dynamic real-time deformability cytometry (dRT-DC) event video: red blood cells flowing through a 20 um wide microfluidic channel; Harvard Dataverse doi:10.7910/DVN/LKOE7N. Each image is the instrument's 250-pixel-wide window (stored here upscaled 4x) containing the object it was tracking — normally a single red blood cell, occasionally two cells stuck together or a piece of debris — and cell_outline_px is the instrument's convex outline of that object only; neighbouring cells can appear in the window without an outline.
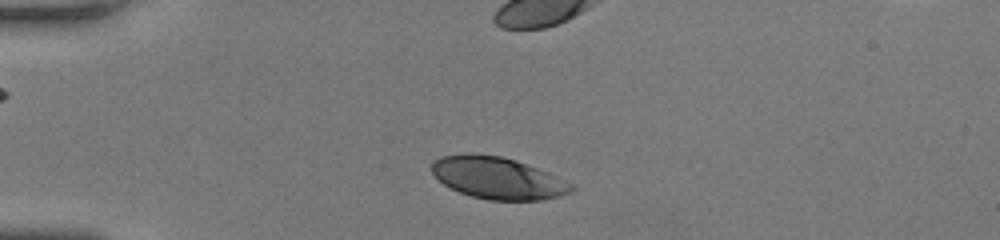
{"species": "human", "species_latin": "Homo sapiens", "temperature_condition": "room temperature", "stored_images_in_passage": 9, "camera_frame_rate_fps": 3000, "um_per_image_px": 0.085, "donor": {"sex": "female"}, "frame": {"image": 1, "passage_image": 1, "time_ms": 0.0, "image_size_px": [1000, 240], "cell_outline_px": [[576, 188], [572, 192], [560, 196], [540, 200], [488, 200], [472, 196], [460, 192], [444, 184], [432, 172], [432, 164], [440, 156], [468, 152], [500, 156], [516, 160], [548, 172], [572, 184]], "centroid_in_image_um": [42.32, 15.12], "position_along_channel_um": 42.7, "area_um2": 34.04}}